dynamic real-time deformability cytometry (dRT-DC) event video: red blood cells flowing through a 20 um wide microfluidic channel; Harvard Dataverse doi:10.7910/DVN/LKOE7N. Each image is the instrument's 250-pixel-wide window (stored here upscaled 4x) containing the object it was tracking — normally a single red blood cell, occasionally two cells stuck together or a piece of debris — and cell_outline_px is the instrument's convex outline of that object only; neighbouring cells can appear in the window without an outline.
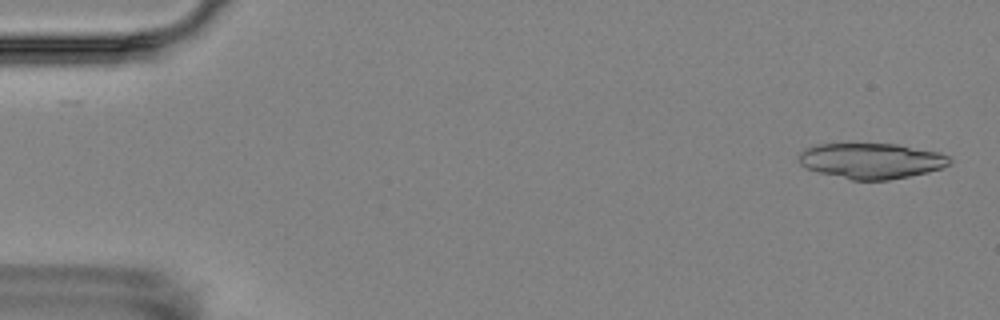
{"species": "Egyptian fruit bat (a non-hibernating species)", "species_latin": "Rousettus aegyptiacus", "temperature_condition": "room temperature", "stored_images_in_passage": 2, "camera_frame_rate_fps": 3000, "um_per_image_px": 0.085, "animal": {"sex": "female"}, "frame": {"image": 1, "passage_image": 2, "time_ms": 1.333, "image_size_px": [1000, 320], "cell_outline_px": [[952, 164], [928, 172], [888, 180], [852, 180], [820, 172], [808, 168], [800, 164], [800, 152], [804, 148], [816, 144], [896, 144], [940, 152], [952, 156]], "centroid_in_image_um": [74.12, 13.66], "position_along_channel_um": 10.9, "area_um2": 31.21}}